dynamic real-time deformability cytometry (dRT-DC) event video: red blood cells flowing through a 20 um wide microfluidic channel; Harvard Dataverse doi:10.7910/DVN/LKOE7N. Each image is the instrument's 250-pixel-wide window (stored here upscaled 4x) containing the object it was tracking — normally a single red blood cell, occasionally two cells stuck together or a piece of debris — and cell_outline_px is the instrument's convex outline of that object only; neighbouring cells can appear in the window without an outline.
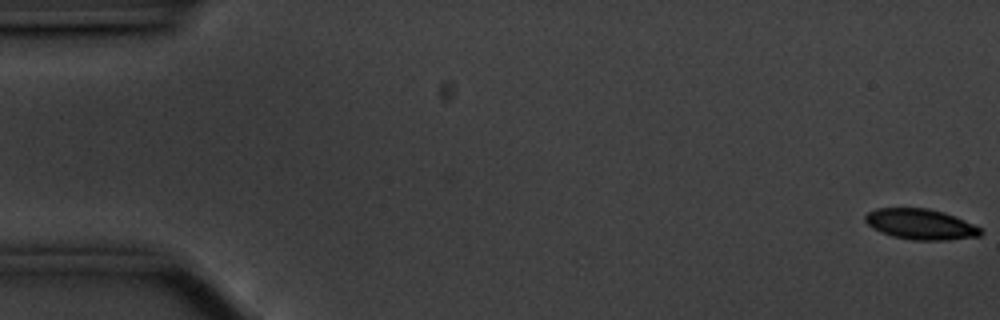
{"species": "common noctule bat (a hibernating species)", "species_latin": "Nyctalus noctula", "temperature_condition": "cold", "stored_images_in_passage": 27, "camera_frame_rate_fps": 3000, "um_per_image_px": 0.085, "animal": {"sex": "male", "body_mass_g": 20.1, "forearm_length_mm": 53.5}, "frame": {"image": 1, "passage_image": 1, "time_ms": 0.0, "image_size_px": [1000, 320], "cell_outline_px": [[984, 232], [980, 236], [948, 240], [912, 240], [892, 236], [880, 232], [872, 228], [864, 220], [864, 216], [868, 212], [876, 208], [928, 208], [944, 212], [956, 216], [980, 228]], "centroid_in_image_um": [78.24, 19.06], "position_along_channel_um": 6.8, "area_um2": 20.69}}
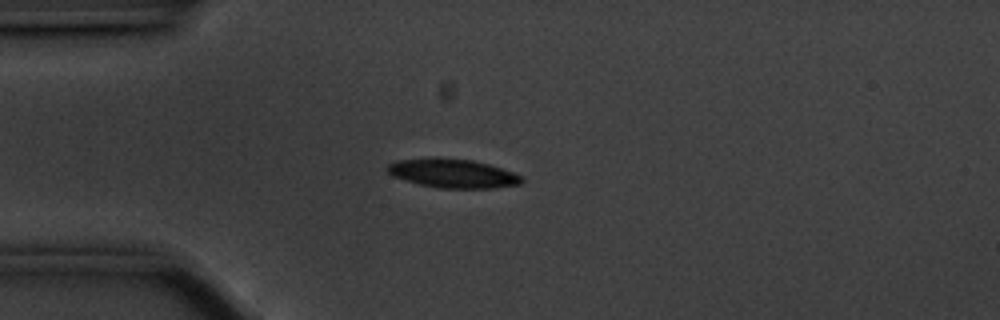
{"frame": {"image": 2, "passage_image": 15, "time_ms": 4.667, "image_size_px": [1000, 320], "cell_outline_px": [[524, 180], [520, 184], [496, 188], [440, 188], [420, 184], [392, 176], [384, 168], [388, 164], [396, 160], [432, 156], [436, 156], [472, 160], [488, 164], [512, 172], [520, 176]], "centroid_in_image_um": [38.43, 14.71], "position_along_channel_um": 46.6, "area_um2": 22.89}}
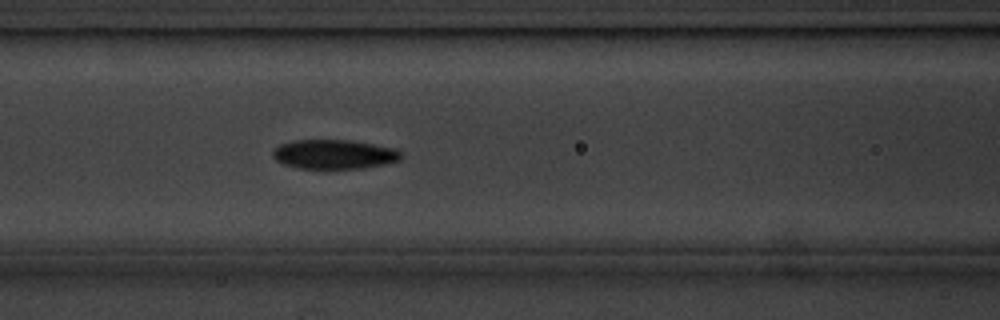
{"frame": {"image": 3, "passage_image": 24, "time_ms": 7.667, "image_size_px": [1000, 320], "cell_outline_px": [[404, 156], [400, 160], [384, 164], [364, 168], [300, 168], [284, 164], [276, 160], [272, 156], [272, 152], [280, 144], [296, 140], [348, 140], [396, 148]], "centroid_in_image_um": [28.42, 13.11], "position_along_channel_um": 138.2, "area_um2": 21.79}}